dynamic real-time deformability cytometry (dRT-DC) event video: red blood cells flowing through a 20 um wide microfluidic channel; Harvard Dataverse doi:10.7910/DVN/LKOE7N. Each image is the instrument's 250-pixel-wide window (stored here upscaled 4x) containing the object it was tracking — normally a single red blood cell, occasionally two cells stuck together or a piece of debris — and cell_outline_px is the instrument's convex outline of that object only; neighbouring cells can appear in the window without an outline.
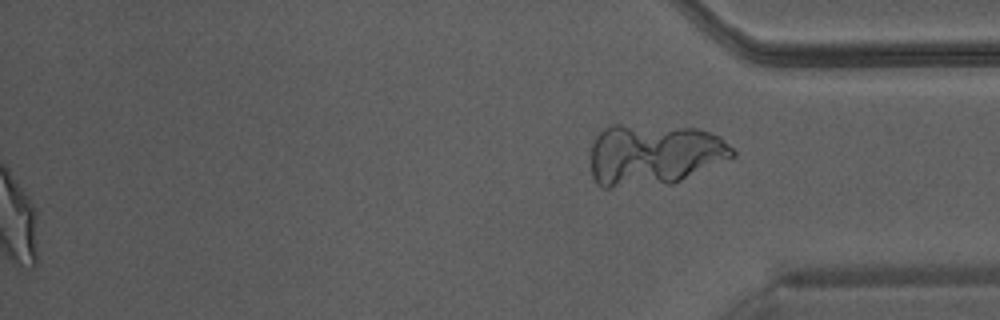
{"species": "Egyptian fruit bat (a non-hibernating species)", "species_latin": "Rousettus aegyptiacus", "temperature_condition": "warm", "stored_images_in_passage": 51, "segment_of_instrument_passage": [2, 2], "camera_frame_rate_fps": 3000, "um_per_image_px": 0.085, "animal": {"sex": "male"}, "frame": {"image": 1, "passage_image": 51, "time_ms": 16.667, "image_size_px": [1000, 320], "cell_outline_px": [[736, 156], [672, 184], [612, 188], [604, 188], [596, 184], [592, 176], [592, 140], [608, 124], [620, 124], [696, 128], [720, 136], [736, 152]], "centroid_in_image_um": [55.57, 13.15], "position_along_channel_um": 379.6, "area_um2": 51.33}}